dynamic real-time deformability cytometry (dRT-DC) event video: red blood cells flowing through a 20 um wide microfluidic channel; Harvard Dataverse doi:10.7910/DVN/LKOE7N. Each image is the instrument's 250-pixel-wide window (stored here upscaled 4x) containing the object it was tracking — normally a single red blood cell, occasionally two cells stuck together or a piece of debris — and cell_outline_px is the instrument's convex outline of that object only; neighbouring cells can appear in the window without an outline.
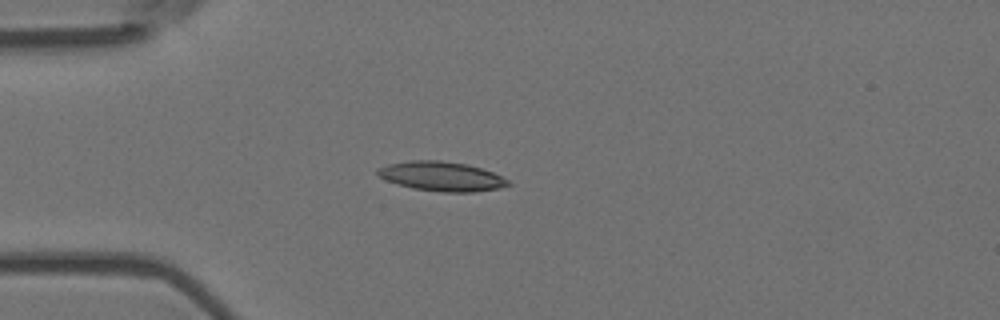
{"species": "Egyptian fruit bat (a non-hibernating species)", "species_latin": "Rousettus aegyptiacus", "temperature_condition": "room temperature", "stored_images_in_passage": 5, "camera_frame_rate_fps": 3000, "um_per_image_px": 0.085, "animal": {"sex": "female"}, "frame": {"image": 1, "passage_image": 5, "time_ms": 1.333, "image_size_px": [1000, 320], "cell_outline_px": [[512, 184], [500, 188], [472, 192], [440, 192], [412, 188], [384, 180], [376, 172], [376, 168], [388, 164], [412, 160], [440, 160], [468, 164], [492, 172], [508, 180]], "centroid_in_image_um": [37.51, 14.99], "position_along_channel_um": 47.5, "area_um2": 22.43}}